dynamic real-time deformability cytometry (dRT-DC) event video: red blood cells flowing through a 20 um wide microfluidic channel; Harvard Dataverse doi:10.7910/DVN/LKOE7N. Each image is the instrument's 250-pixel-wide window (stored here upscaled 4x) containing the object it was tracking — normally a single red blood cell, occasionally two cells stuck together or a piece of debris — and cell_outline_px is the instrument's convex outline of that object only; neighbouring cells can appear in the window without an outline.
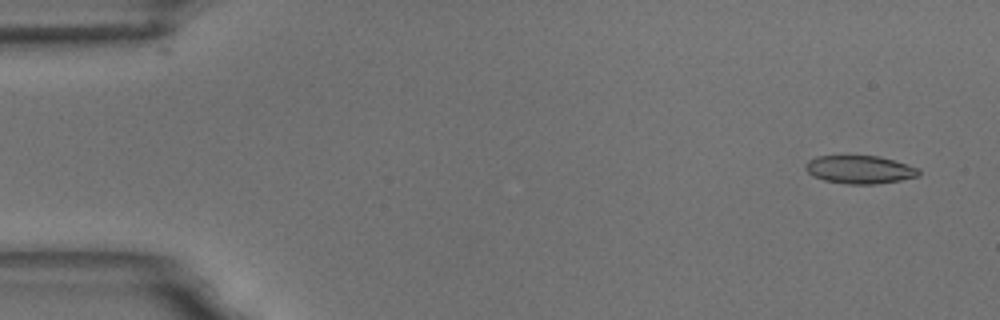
{"species": "common noctule bat (a hibernating species)", "species_latin": "Nyctalus noctula", "temperature_condition": "room temperature", "stored_images_in_passage": 2, "camera_frame_rate_fps": 3000, "um_per_image_px": 0.085, "animal": {"sex": "male", "body_mass_g": 18.8}, "frame": {"image": 1, "passage_image": 1, "time_ms": 0.0, "image_size_px": [1000, 320], "cell_outline_px": [[920, 176], [900, 180], [876, 184], [844, 184], [824, 180], [812, 176], [804, 168], [804, 164], [808, 160], [816, 156], [880, 156], [920, 168]], "centroid_in_image_um": [73.07, 14.41], "position_along_channel_um": 11.9, "area_um2": 18.73}}